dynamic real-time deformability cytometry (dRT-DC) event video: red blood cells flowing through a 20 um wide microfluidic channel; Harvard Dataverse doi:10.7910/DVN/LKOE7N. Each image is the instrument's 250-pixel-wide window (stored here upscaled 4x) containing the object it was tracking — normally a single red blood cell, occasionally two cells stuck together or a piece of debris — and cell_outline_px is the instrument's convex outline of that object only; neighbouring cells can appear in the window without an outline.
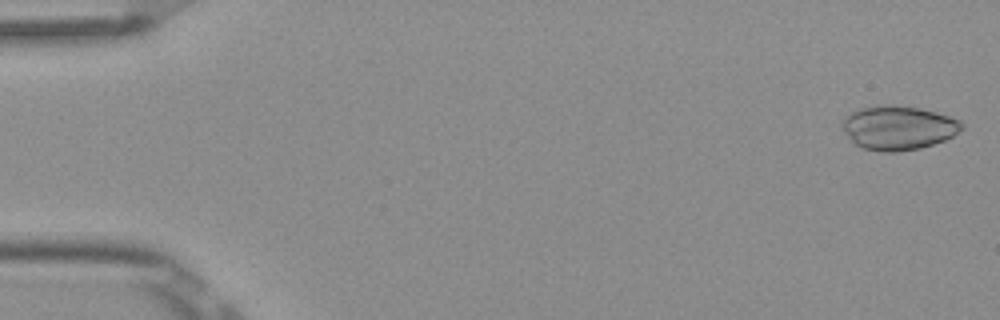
{"species": "Egyptian fruit bat (a non-hibernating species)", "species_latin": "Rousettus aegyptiacus", "temperature_condition": "room temperature", "stored_images_in_passage": 5, "camera_frame_rate_fps": 3000, "um_per_image_px": 0.085, "frame": {"image": 1, "passage_image": 1, "time_ms": 0.0, "image_size_px": [1000, 320], "cell_outline_px": [[964, 128], [952, 136], [944, 140], [920, 148], [900, 152], [880, 152], [860, 148], [844, 132], [840, 124], [840, 120], [844, 116], [860, 108], [888, 104], [892, 104], [920, 108], [936, 112], [960, 120], [964, 124]], "centroid_in_image_um": [76.32, 10.86], "position_along_channel_um": 8.7, "area_um2": 30.98}}
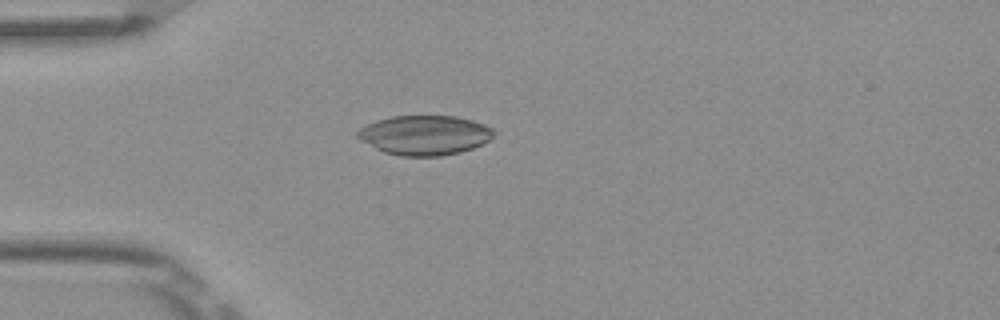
{"frame": {"image": 2, "passage_image": 5, "time_ms": 1.333, "image_size_px": [1000, 320], "cell_outline_px": [[496, 132], [484, 144], [460, 152], [440, 156], [400, 156], [384, 152], [360, 140], [356, 136], [356, 132], [360, 128], [376, 120], [392, 116], [456, 116], [472, 120], [484, 124], [492, 128]], "centroid_in_image_um": [36.1, 11.48], "position_along_channel_um": 48.9, "area_um2": 31.44}}